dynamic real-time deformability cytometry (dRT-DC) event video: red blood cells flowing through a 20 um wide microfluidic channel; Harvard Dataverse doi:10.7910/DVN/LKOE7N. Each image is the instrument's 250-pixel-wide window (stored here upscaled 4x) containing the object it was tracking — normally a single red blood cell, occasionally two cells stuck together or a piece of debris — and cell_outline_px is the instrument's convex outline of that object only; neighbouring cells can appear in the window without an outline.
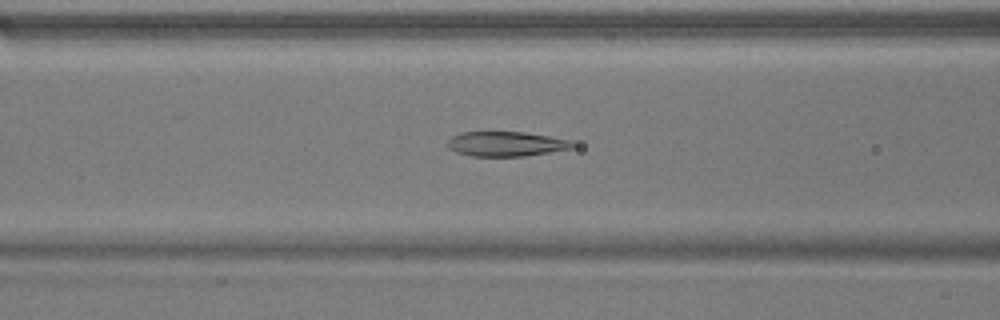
{"species": "common noctule bat (a hibernating species)", "species_latin": "Nyctalus noctula", "temperature_condition": "warm", "stored_images_in_passage": 38, "camera_frame_rate_fps": 3000, "um_per_image_px": 0.085, "animal": {"sex": "male", "body_mass_g": 17.9}, "frame": {"image": 1, "passage_image": 16, "time_ms": 5.0, "image_size_px": [1000, 320], "cell_outline_px": [[576, 144], [572, 148], [524, 156], [472, 156], [456, 152], [448, 148], [448, 140], [452, 136], [464, 132], [524, 132], [572, 140]], "centroid_in_image_um": [43.02, 12.23], "position_along_channel_um": 123.6, "area_um2": 17.92}}
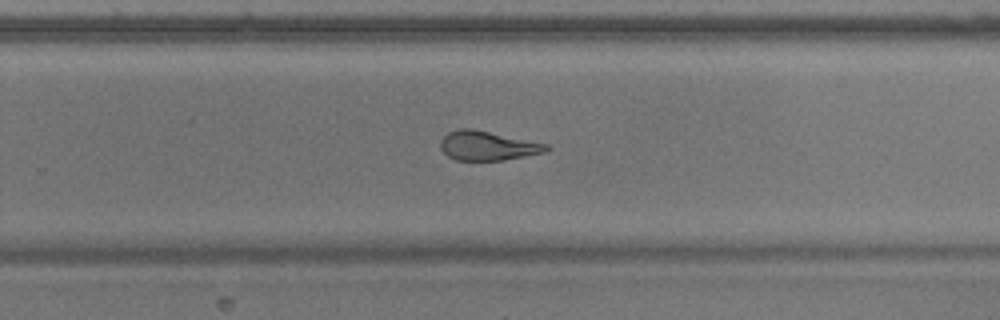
{"frame": {"image": 2, "passage_image": 29, "time_ms": 9.333, "image_size_px": [1000, 320], "cell_outline_px": [[552, 148], [544, 152], [504, 160], [456, 160], [448, 156], [440, 148], [440, 140], [448, 132], [460, 128], [472, 128], [548, 144]], "centroid_in_image_um": [41.43, 12.38], "position_along_channel_um": 288.4, "area_um2": 18.03}}
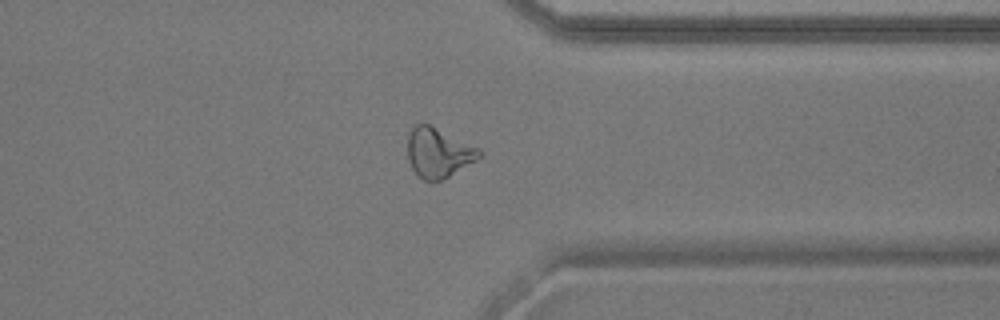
{"frame": {"image": 3, "passage_image": 36, "time_ms": 11.667, "image_size_px": [1000, 320], "cell_outline_px": [[484, 152], [476, 160], [448, 176], [440, 180], [424, 180], [412, 168], [408, 160], [408, 132], [416, 124], [428, 124], [480, 148]], "centroid_in_image_um": [37.26, 12.96], "position_along_channel_um": 374.1, "area_um2": 20.35}}